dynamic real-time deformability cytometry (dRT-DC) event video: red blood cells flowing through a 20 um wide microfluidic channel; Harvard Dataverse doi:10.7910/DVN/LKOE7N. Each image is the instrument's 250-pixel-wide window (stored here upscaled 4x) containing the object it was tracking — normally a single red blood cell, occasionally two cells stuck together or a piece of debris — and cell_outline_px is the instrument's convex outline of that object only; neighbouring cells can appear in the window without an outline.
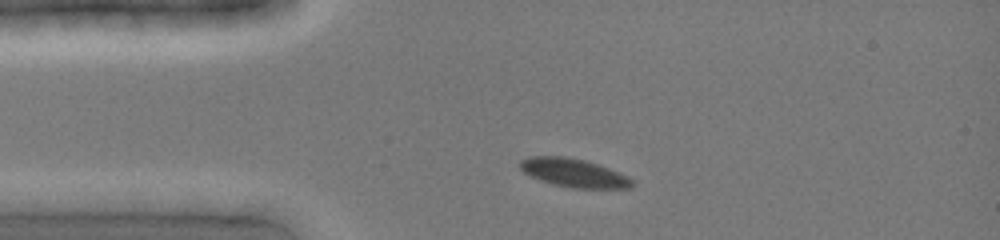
{"species": "common noctule bat (a hibernating species)", "species_latin": "Nyctalus noctula", "temperature_condition": "cold", "stored_images_in_passage": 3, "camera_frame_rate_fps": 3000, "um_per_image_px": 0.085, "animal": {"sex": "female", "body_mass_g": 19.0, "forearm_length_mm": 51.5}, "frame": {"image": 1, "passage_image": 1, "time_ms": 0.0, "image_size_px": [1000, 240], "cell_outline_px": [[636, 184], [632, 188], [572, 188], [552, 184], [528, 176], [520, 168], [520, 160], [528, 156], [564, 156], [584, 160], [608, 168], [628, 176]], "centroid_in_image_um": [48.75, 14.7], "position_along_channel_um": 36.2, "area_um2": 18.67}}